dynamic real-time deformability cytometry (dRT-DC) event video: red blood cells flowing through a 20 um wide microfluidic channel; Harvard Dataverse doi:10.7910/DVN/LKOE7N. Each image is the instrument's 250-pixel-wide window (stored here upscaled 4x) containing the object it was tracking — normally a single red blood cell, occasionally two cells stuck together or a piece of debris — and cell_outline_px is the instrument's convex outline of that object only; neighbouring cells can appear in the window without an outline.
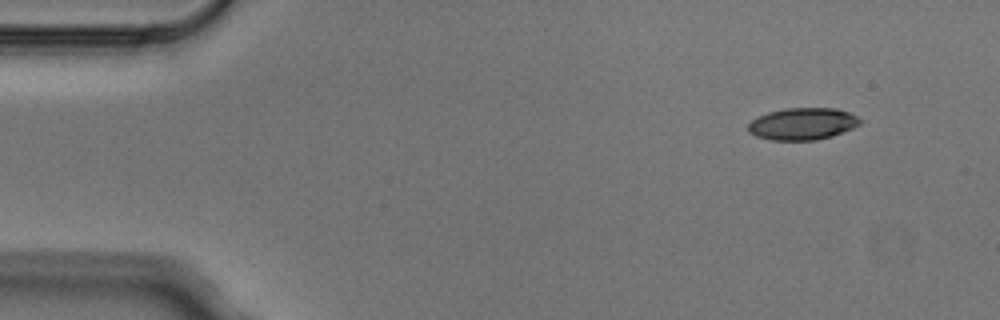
{"species": "Egyptian fruit bat (a non-hibernating species)", "species_latin": "Rousettus aegyptiacus", "temperature_condition": "cold", "stored_images_in_passage": 9, "camera_frame_rate_fps": 3000, "um_per_image_px": 0.085, "animal": {"sex": "male"}, "frame": {"image": 1, "passage_image": 1, "time_ms": 0.0, "image_size_px": [1000, 320], "cell_outline_px": [[864, 120], [860, 124], [852, 128], [832, 136], [816, 140], [772, 140], [756, 136], [748, 132], [748, 124], [752, 120], [768, 112], [784, 108], [836, 108], [848, 112]], "centroid_in_image_um": [68.23, 10.52], "position_along_channel_um": 16.8, "area_um2": 20.87}}
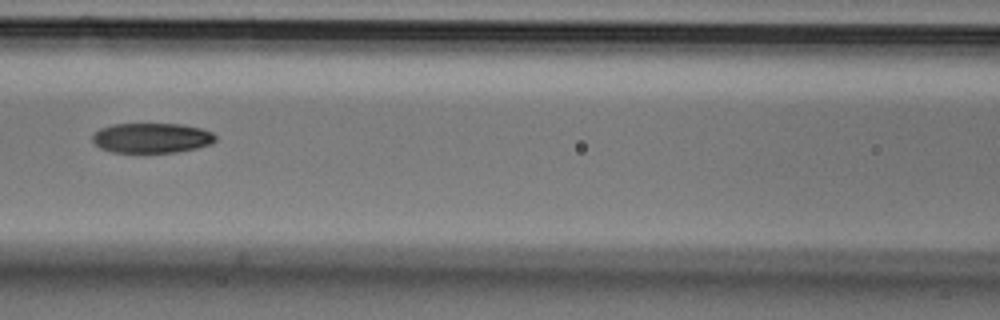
{"frame": {"image": 2, "passage_image": 6, "time_ms": 1.667, "image_size_px": [1000, 320], "cell_outline_px": [[216, 140], [212, 144], [196, 148], [176, 152], [112, 152], [100, 148], [92, 140], [92, 136], [100, 128], [112, 124], [180, 124], [200, 128], [212, 132], [216, 136]], "centroid_in_image_um": [12.9, 11.72], "position_along_channel_um": 153.7, "area_um2": 21.44}}
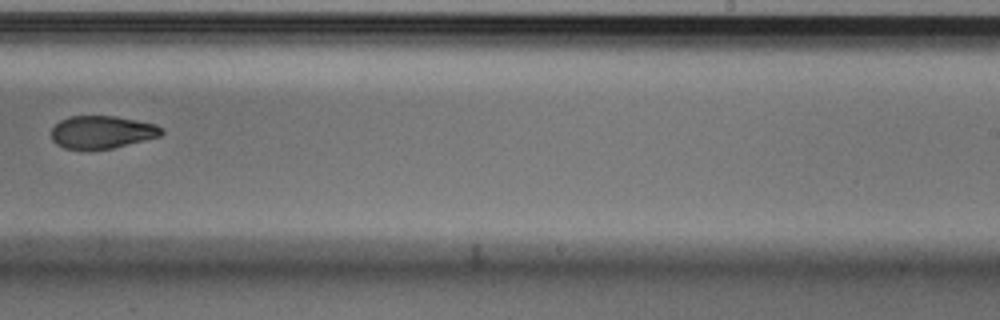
{"frame": {"image": 3, "passage_image": 9, "time_ms": 2.667, "image_size_px": [1000, 320], "cell_outline_px": [[164, 132], [160, 136], [112, 148], [88, 152], [64, 148], [56, 144], [52, 140], [52, 128], [60, 120], [68, 116], [116, 116], [156, 124], [164, 128]], "centroid_in_image_um": [8.64, 11.25], "position_along_channel_um": 280.4, "area_um2": 21.5}}